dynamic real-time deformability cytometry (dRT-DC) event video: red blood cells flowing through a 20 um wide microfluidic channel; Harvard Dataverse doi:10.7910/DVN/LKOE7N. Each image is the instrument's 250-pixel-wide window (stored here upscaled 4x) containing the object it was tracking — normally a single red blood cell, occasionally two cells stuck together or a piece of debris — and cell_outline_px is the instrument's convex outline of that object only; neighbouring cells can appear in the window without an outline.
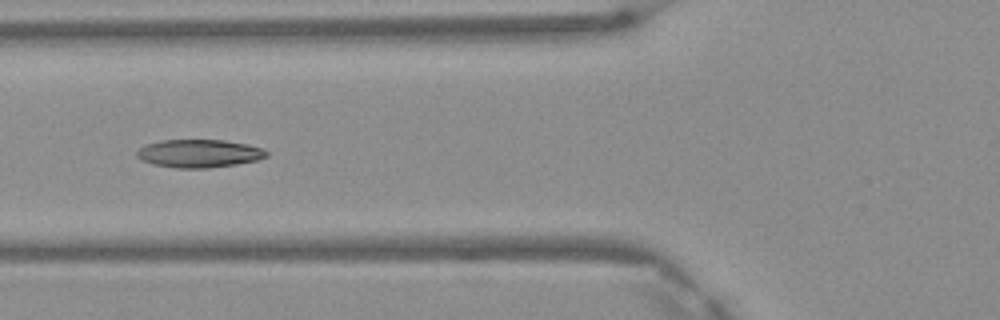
{"species": "Egyptian fruit bat (a non-hibernating species)", "species_latin": "Rousettus aegyptiacus", "temperature_condition": "warm", "stored_images_in_passage": 6, "camera_frame_rate_fps": 3000, "um_per_image_px": 0.085, "frame": {"image": 1, "passage_image": 6, "time_ms": 1.667, "image_size_px": [1000, 320], "cell_outline_px": [[268, 156], [256, 160], [236, 164], [208, 168], [176, 168], [152, 164], [140, 160], [136, 156], [136, 152], [144, 144], [160, 140], [224, 140], [248, 144], [260, 148], [268, 152]], "centroid_in_image_um": [16.87, 13.04], "position_along_channel_um": 108.9, "area_um2": 21.27}}